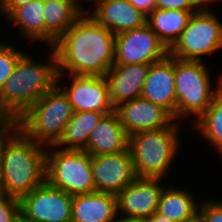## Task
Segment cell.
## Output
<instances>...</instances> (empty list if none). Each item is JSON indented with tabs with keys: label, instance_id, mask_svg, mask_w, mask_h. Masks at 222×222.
Masks as SVG:
<instances>
[{
	"label": "cell",
	"instance_id": "6da1fadb",
	"mask_svg": "<svg viewBox=\"0 0 222 222\" xmlns=\"http://www.w3.org/2000/svg\"><path fill=\"white\" fill-rule=\"evenodd\" d=\"M115 37L84 12L53 46L58 74L105 76L114 65Z\"/></svg>",
	"mask_w": 222,
	"mask_h": 222
},
{
	"label": "cell",
	"instance_id": "7a4b0ae2",
	"mask_svg": "<svg viewBox=\"0 0 222 222\" xmlns=\"http://www.w3.org/2000/svg\"><path fill=\"white\" fill-rule=\"evenodd\" d=\"M48 59L38 60L25 52L16 63L0 93V117L18 120L35 102L57 85V57L46 47ZM36 59V60H35Z\"/></svg>",
	"mask_w": 222,
	"mask_h": 222
},
{
	"label": "cell",
	"instance_id": "3957f363",
	"mask_svg": "<svg viewBox=\"0 0 222 222\" xmlns=\"http://www.w3.org/2000/svg\"><path fill=\"white\" fill-rule=\"evenodd\" d=\"M45 145L19 131L6 145L0 192L20 199L45 181Z\"/></svg>",
	"mask_w": 222,
	"mask_h": 222
},
{
	"label": "cell",
	"instance_id": "277c9868",
	"mask_svg": "<svg viewBox=\"0 0 222 222\" xmlns=\"http://www.w3.org/2000/svg\"><path fill=\"white\" fill-rule=\"evenodd\" d=\"M181 124L172 127L148 130L129 136V150L132 156L136 177L165 178L169 176L177 154L183 150L180 137ZM167 175V176H166Z\"/></svg>",
	"mask_w": 222,
	"mask_h": 222
},
{
	"label": "cell",
	"instance_id": "5b68a950",
	"mask_svg": "<svg viewBox=\"0 0 222 222\" xmlns=\"http://www.w3.org/2000/svg\"><path fill=\"white\" fill-rule=\"evenodd\" d=\"M207 66L204 61L174 57L177 122L193 118L190 123L188 121L189 127L209 108L213 97L222 88V70L214 85L212 71Z\"/></svg>",
	"mask_w": 222,
	"mask_h": 222
},
{
	"label": "cell",
	"instance_id": "8992f818",
	"mask_svg": "<svg viewBox=\"0 0 222 222\" xmlns=\"http://www.w3.org/2000/svg\"><path fill=\"white\" fill-rule=\"evenodd\" d=\"M73 112L68 96L56 85L17 121L20 131L26 137L49 146L62 136Z\"/></svg>",
	"mask_w": 222,
	"mask_h": 222
},
{
	"label": "cell",
	"instance_id": "52a82bcc",
	"mask_svg": "<svg viewBox=\"0 0 222 222\" xmlns=\"http://www.w3.org/2000/svg\"><path fill=\"white\" fill-rule=\"evenodd\" d=\"M45 181L71 196L95 192L91 155L83 150L46 147Z\"/></svg>",
	"mask_w": 222,
	"mask_h": 222
},
{
	"label": "cell",
	"instance_id": "ba28073f",
	"mask_svg": "<svg viewBox=\"0 0 222 222\" xmlns=\"http://www.w3.org/2000/svg\"><path fill=\"white\" fill-rule=\"evenodd\" d=\"M222 50V21L210 6L193 13L169 55L181 60L204 61L203 58Z\"/></svg>",
	"mask_w": 222,
	"mask_h": 222
},
{
	"label": "cell",
	"instance_id": "9c48e42d",
	"mask_svg": "<svg viewBox=\"0 0 222 222\" xmlns=\"http://www.w3.org/2000/svg\"><path fill=\"white\" fill-rule=\"evenodd\" d=\"M168 55L169 49L147 23L115 37L114 65L153 64Z\"/></svg>",
	"mask_w": 222,
	"mask_h": 222
},
{
	"label": "cell",
	"instance_id": "30bf717a",
	"mask_svg": "<svg viewBox=\"0 0 222 222\" xmlns=\"http://www.w3.org/2000/svg\"><path fill=\"white\" fill-rule=\"evenodd\" d=\"M73 196L44 181L19 199L20 215L30 222H71Z\"/></svg>",
	"mask_w": 222,
	"mask_h": 222
},
{
	"label": "cell",
	"instance_id": "8fae6325",
	"mask_svg": "<svg viewBox=\"0 0 222 222\" xmlns=\"http://www.w3.org/2000/svg\"><path fill=\"white\" fill-rule=\"evenodd\" d=\"M57 85L68 96L74 112L98 111L106 115L114 111L105 76L58 74Z\"/></svg>",
	"mask_w": 222,
	"mask_h": 222
},
{
	"label": "cell",
	"instance_id": "7c38bea8",
	"mask_svg": "<svg viewBox=\"0 0 222 222\" xmlns=\"http://www.w3.org/2000/svg\"><path fill=\"white\" fill-rule=\"evenodd\" d=\"M162 183L160 178L137 177L116 195L118 218H149L157 212L161 193L169 184Z\"/></svg>",
	"mask_w": 222,
	"mask_h": 222
},
{
	"label": "cell",
	"instance_id": "4fadbf2b",
	"mask_svg": "<svg viewBox=\"0 0 222 222\" xmlns=\"http://www.w3.org/2000/svg\"><path fill=\"white\" fill-rule=\"evenodd\" d=\"M95 192L117 195L137 177L130 150L91 156Z\"/></svg>",
	"mask_w": 222,
	"mask_h": 222
},
{
	"label": "cell",
	"instance_id": "5bb4252c",
	"mask_svg": "<svg viewBox=\"0 0 222 222\" xmlns=\"http://www.w3.org/2000/svg\"><path fill=\"white\" fill-rule=\"evenodd\" d=\"M114 111L129 136L141 131L172 127L177 122L166 109L142 97L122 103Z\"/></svg>",
	"mask_w": 222,
	"mask_h": 222
},
{
	"label": "cell",
	"instance_id": "9a60e30c",
	"mask_svg": "<svg viewBox=\"0 0 222 222\" xmlns=\"http://www.w3.org/2000/svg\"><path fill=\"white\" fill-rule=\"evenodd\" d=\"M140 97L163 107L177 121L174 57L168 55L165 59L151 64Z\"/></svg>",
	"mask_w": 222,
	"mask_h": 222
},
{
	"label": "cell",
	"instance_id": "2e32d148",
	"mask_svg": "<svg viewBox=\"0 0 222 222\" xmlns=\"http://www.w3.org/2000/svg\"><path fill=\"white\" fill-rule=\"evenodd\" d=\"M91 4L93 10L85 8V12L115 35L147 23V16L128 0H95Z\"/></svg>",
	"mask_w": 222,
	"mask_h": 222
},
{
	"label": "cell",
	"instance_id": "e0dca14e",
	"mask_svg": "<svg viewBox=\"0 0 222 222\" xmlns=\"http://www.w3.org/2000/svg\"><path fill=\"white\" fill-rule=\"evenodd\" d=\"M151 64L113 65L106 72L109 99L115 109L141 96Z\"/></svg>",
	"mask_w": 222,
	"mask_h": 222
},
{
	"label": "cell",
	"instance_id": "ac0fdd59",
	"mask_svg": "<svg viewBox=\"0 0 222 222\" xmlns=\"http://www.w3.org/2000/svg\"><path fill=\"white\" fill-rule=\"evenodd\" d=\"M129 149V135L115 111L102 117L88 137L83 150L91 156L123 152Z\"/></svg>",
	"mask_w": 222,
	"mask_h": 222
},
{
	"label": "cell",
	"instance_id": "d6986e66",
	"mask_svg": "<svg viewBox=\"0 0 222 222\" xmlns=\"http://www.w3.org/2000/svg\"><path fill=\"white\" fill-rule=\"evenodd\" d=\"M117 197L93 192L73 196L71 222H118Z\"/></svg>",
	"mask_w": 222,
	"mask_h": 222
},
{
	"label": "cell",
	"instance_id": "ffe728a7",
	"mask_svg": "<svg viewBox=\"0 0 222 222\" xmlns=\"http://www.w3.org/2000/svg\"><path fill=\"white\" fill-rule=\"evenodd\" d=\"M84 12L80 0L44 1L45 47H53Z\"/></svg>",
	"mask_w": 222,
	"mask_h": 222
},
{
	"label": "cell",
	"instance_id": "44dd1931",
	"mask_svg": "<svg viewBox=\"0 0 222 222\" xmlns=\"http://www.w3.org/2000/svg\"><path fill=\"white\" fill-rule=\"evenodd\" d=\"M192 194L190 189L167 184L161 193L157 213L174 222H196L201 198L198 201Z\"/></svg>",
	"mask_w": 222,
	"mask_h": 222
},
{
	"label": "cell",
	"instance_id": "7402d4cb",
	"mask_svg": "<svg viewBox=\"0 0 222 222\" xmlns=\"http://www.w3.org/2000/svg\"><path fill=\"white\" fill-rule=\"evenodd\" d=\"M4 21L7 25L14 24L18 28V37L29 44L26 47L37 42L45 45L44 1L33 0L16 7Z\"/></svg>",
	"mask_w": 222,
	"mask_h": 222
},
{
	"label": "cell",
	"instance_id": "603a6c76",
	"mask_svg": "<svg viewBox=\"0 0 222 222\" xmlns=\"http://www.w3.org/2000/svg\"><path fill=\"white\" fill-rule=\"evenodd\" d=\"M198 11L163 10L155 8L147 16V24L170 49L179 39L193 13Z\"/></svg>",
	"mask_w": 222,
	"mask_h": 222
},
{
	"label": "cell",
	"instance_id": "cb8c5ba5",
	"mask_svg": "<svg viewBox=\"0 0 222 222\" xmlns=\"http://www.w3.org/2000/svg\"><path fill=\"white\" fill-rule=\"evenodd\" d=\"M105 114L98 111L73 112L55 147L63 150H84L94 127Z\"/></svg>",
	"mask_w": 222,
	"mask_h": 222
},
{
	"label": "cell",
	"instance_id": "d4e9b609",
	"mask_svg": "<svg viewBox=\"0 0 222 222\" xmlns=\"http://www.w3.org/2000/svg\"><path fill=\"white\" fill-rule=\"evenodd\" d=\"M222 160V88L213 97L209 108L190 125Z\"/></svg>",
	"mask_w": 222,
	"mask_h": 222
},
{
	"label": "cell",
	"instance_id": "484cf974",
	"mask_svg": "<svg viewBox=\"0 0 222 222\" xmlns=\"http://www.w3.org/2000/svg\"><path fill=\"white\" fill-rule=\"evenodd\" d=\"M19 49V50H18ZM24 51V52H23ZM24 49L17 48L13 42L7 43V40L0 39V93L6 80L11 76L19 58L25 53Z\"/></svg>",
	"mask_w": 222,
	"mask_h": 222
},
{
	"label": "cell",
	"instance_id": "4316f807",
	"mask_svg": "<svg viewBox=\"0 0 222 222\" xmlns=\"http://www.w3.org/2000/svg\"><path fill=\"white\" fill-rule=\"evenodd\" d=\"M197 222H222V200L208 198L201 200L198 212Z\"/></svg>",
	"mask_w": 222,
	"mask_h": 222
},
{
	"label": "cell",
	"instance_id": "83f0119b",
	"mask_svg": "<svg viewBox=\"0 0 222 222\" xmlns=\"http://www.w3.org/2000/svg\"><path fill=\"white\" fill-rule=\"evenodd\" d=\"M20 131L18 121L15 119H2L0 121V188L2 180L3 156L7 143Z\"/></svg>",
	"mask_w": 222,
	"mask_h": 222
},
{
	"label": "cell",
	"instance_id": "f1b7e54d",
	"mask_svg": "<svg viewBox=\"0 0 222 222\" xmlns=\"http://www.w3.org/2000/svg\"><path fill=\"white\" fill-rule=\"evenodd\" d=\"M19 216V199L0 192V222H15Z\"/></svg>",
	"mask_w": 222,
	"mask_h": 222
},
{
	"label": "cell",
	"instance_id": "f546056e",
	"mask_svg": "<svg viewBox=\"0 0 222 222\" xmlns=\"http://www.w3.org/2000/svg\"><path fill=\"white\" fill-rule=\"evenodd\" d=\"M202 7L198 0H156V8L163 10L199 11Z\"/></svg>",
	"mask_w": 222,
	"mask_h": 222
},
{
	"label": "cell",
	"instance_id": "4dcf8cb0",
	"mask_svg": "<svg viewBox=\"0 0 222 222\" xmlns=\"http://www.w3.org/2000/svg\"><path fill=\"white\" fill-rule=\"evenodd\" d=\"M33 0H0V14L5 19L16 7L26 5Z\"/></svg>",
	"mask_w": 222,
	"mask_h": 222
},
{
	"label": "cell",
	"instance_id": "1f68e13d",
	"mask_svg": "<svg viewBox=\"0 0 222 222\" xmlns=\"http://www.w3.org/2000/svg\"><path fill=\"white\" fill-rule=\"evenodd\" d=\"M135 8L148 16L156 8V0H128Z\"/></svg>",
	"mask_w": 222,
	"mask_h": 222
},
{
	"label": "cell",
	"instance_id": "d6a6232c",
	"mask_svg": "<svg viewBox=\"0 0 222 222\" xmlns=\"http://www.w3.org/2000/svg\"><path fill=\"white\" fill-rule=\"evenodd\" d=\"M150 221L151 222H174L172 220H170L169 218L163 216V215H160L159 213L155 212L154 214H152L150 217H149Z\"/></svg>",
	"mask_w": 222,
	"mask_h": 222
},
{
	"label": "cell",
	"instance_id": "836d02e7",
	"mask_svg": "<svg viewBox=\"0 0 222 222\" xmlns=\"http://www.w3.org/2000/svg\"><path fill=\"white\" fill-rule=\"evenodd\" d=\"M118 222H151L149 218H127L119 219Z\"/></svg>",
	"mask_w": 222,
	"mask_h": 222
},
{
	"label": "cell",
	"instance_id": "e575fe53",
	"mask_svg": "<svg viewBox=\"0 0 222 222\" xmlns=\"http://www.w3.org/2000/svg\"><path fill=\"white\" fill-rule=\"evenodd\" d=\"M203 6H213L218 0H198Z\"/></svg>",
	"mask_w": 222,
	"mask_h": 222
},
{
	"label": "cell",
	"instance_id": "d590c367",
	"mask_svg": "<svg viewBox=\"0 0 222 222\" xmlns=\"http://www.w3.org/2000/svg\"><path fill=\"white\" fill-rule=\"evenodd\" d=\"M88 1H90V2H88ZM95 0H80V3H81V5H82V7H83V4H84V2H85V4L87 3V7L89 6L88 4L90 3L91 4V2L93 3Z\"/></svg>",
	"mask_w": 222,
	"mask_h": 222
},
{
	"label": "cell",
	"instance_id": "8d00e7d4",
	"mask_svg": "<svg viewBox=\"0 0 222 222\" xmlns=\"http://www.w3.org/2000/svg\"><path fill=\"white\" fill-rule=\"evenodd\" d=\"M15 222H30L28 220H25L21 215L16 219Z\"/></svg>",
	"mask_w": 222,
	"mask_h": 222
}]
</instances>
